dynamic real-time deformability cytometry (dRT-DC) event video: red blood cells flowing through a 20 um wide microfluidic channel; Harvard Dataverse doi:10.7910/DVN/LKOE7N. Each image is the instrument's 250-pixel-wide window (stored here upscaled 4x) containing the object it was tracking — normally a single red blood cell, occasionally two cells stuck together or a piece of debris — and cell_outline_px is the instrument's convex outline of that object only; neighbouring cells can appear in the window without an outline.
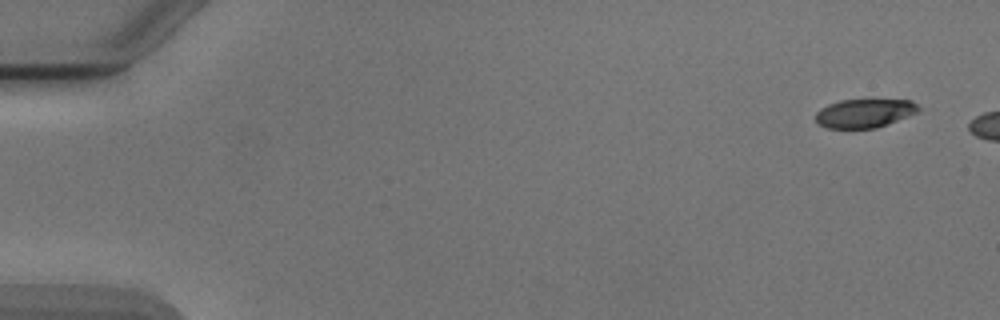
{"species": "Egyptian fruit bat (a non-hibernating species)", "species_latin": "Rousettus aegyptiacus", "temperature_condition": "cold", "stored_images_in_passage": 2, "camera_frame_rate_fps": 3000, "um_per_image_px": 0.085, "animal": {"sex": "male"}, "frame": {"image": 1, "passage_image": 1, "time_ms": 0.0, "image_size_px": [1000, 320], "cell_outline_px": [[924, 108], [908, 116], [876, 128], [828, 128], [820, 124], [816, 120], [816, 112], [820, 108], [828, 104], [840, 100], [912, 100]], "centroid_in_image_um": [73.51, 9.61], "position_along_channel_um": 11.5, "area_um2": 17.17}}